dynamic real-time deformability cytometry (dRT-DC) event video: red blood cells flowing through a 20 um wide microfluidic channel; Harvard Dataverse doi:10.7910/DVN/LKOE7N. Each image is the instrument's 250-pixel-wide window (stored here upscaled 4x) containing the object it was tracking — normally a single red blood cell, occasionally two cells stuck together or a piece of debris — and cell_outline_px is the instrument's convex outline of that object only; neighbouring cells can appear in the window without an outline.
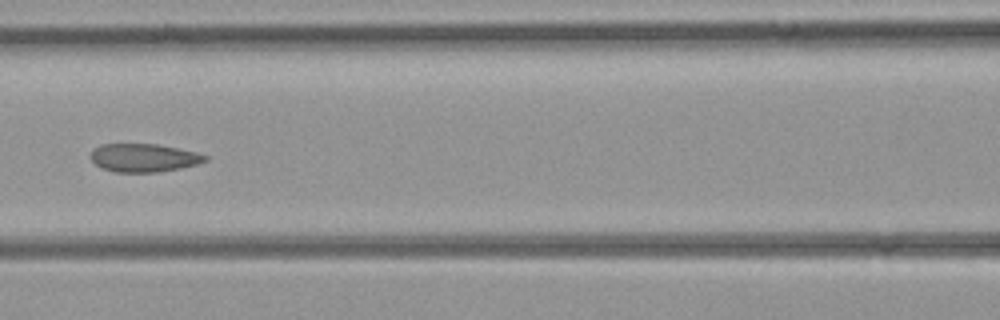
{"species": "common noctule bat (a hibernating species)", "species_latin": "Nyctalus noctula", "temperature_condition": "room temperature", "stored_images_in_passage": 18, "camera_frame_rate_fps": 3000, "um_per_image_px": 0.085, "animal": {"sex": "female", "body_mass_g": 21.9}, "frame": {"image": 1, "passage_image": 8, "time_ms": 2.333, "image_size_px": [1000, 320], "cell_outline_px": [[208, 160], [196, 164], [180, 168], [160, 172], [116, 172], [100, 168], [92, 160], [92, 148], [100, 144], [156, 144], [196, 152], [208, 156]], "centroid_in_image_um": [12.21, 13.41], "position_along_channel_um": 154.4, "area_um2": 18.79}}
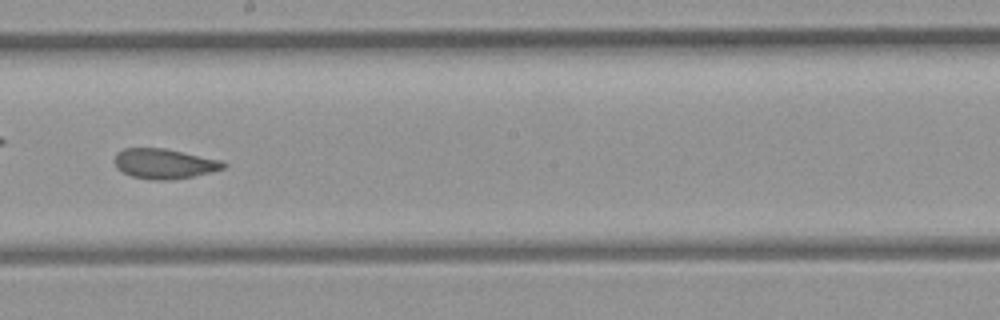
{"frame": {"image": 2, "passage_image": 13, "time_ms": 4.0, "image_size_px": [1000, 320], "cell_outline_px": [[228, 164], [224, 168], [212, 172], [192, 176], [168, 180], [152, 180], [132, 176], [116, 168], [112, 160], [116, 152], [124, 148], [164, 148], [220, 160]], "centroid_in_image_um": [13.91, 13.91], "position_along_channel_um": 234.3, "area_um2": 19.07}}